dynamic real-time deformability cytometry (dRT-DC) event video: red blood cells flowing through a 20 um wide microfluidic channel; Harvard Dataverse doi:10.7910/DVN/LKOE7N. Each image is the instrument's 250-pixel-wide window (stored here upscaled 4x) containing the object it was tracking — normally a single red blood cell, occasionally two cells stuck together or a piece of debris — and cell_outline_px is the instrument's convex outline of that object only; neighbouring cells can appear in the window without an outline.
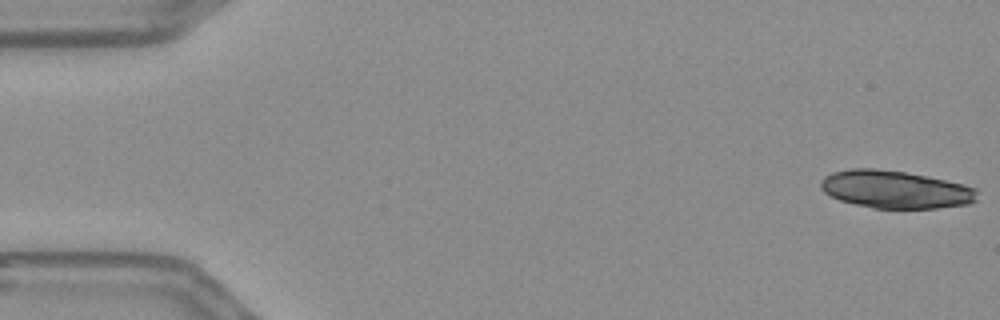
{"species": "Egyptian fruit bat (a non-hibernating species)", "species_latin": "Rousettus aegyptiacus", "temperature_condition": "warm", "stored_images_in_passage": 51, "camera_frame_rate_fps": 3000, "um_per_image_px": 0.085, "frame": {"image": 1, "passage_image": 1, "time_ms": 0.0, "image_size_px": [1000, 320], "cell_outline_px": [[976, 200], [968, 204], [936, 208], [872, 208], [840, 200], [824, 192], [820, 188], [820, 180], [824, 176], [832, 172], [852, 168], [876, 168], [904, 172], [928, 176], [964, 184], [976, 188]], "centroid_in_image_um": [76.08, 16.09], "position_along_channel_um": 8.9, "area_um2": 34.39}}
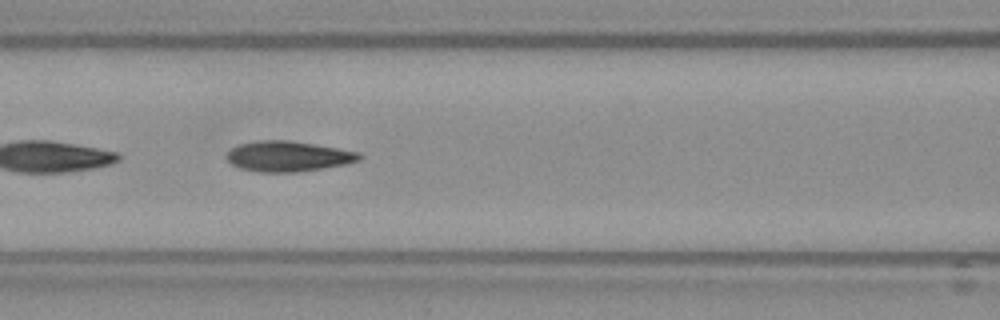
{"frame": {"image": 2, "passage_image": 24, "time_ms": 7.667, "image_size_px": [1000, 320], "cell_outline_px": [[364, 156], [360, 160], [344, 164], [324, 168], [296, 172], [260, 172], [240, 168], [232, 164], [224, 156], [232, 148], [240, 144], [256, 140], [288, 140], [360, 152]], "centroid_in_image_um": [24.48, 13.28], "position_along_channel_um": 142.1, "area_um2": 23.41}, "authors_computed_cell_mechanics": {"area_um2": 23.5824, "velocity_mm_per_s": 3.652, "shape_relaxation_time_tau1_ms": null, "shape_relaxation_time_tau2_ms": 2.0929, "deformation_change_tau1": null, "deformation_change_tau2": 0.0988}}